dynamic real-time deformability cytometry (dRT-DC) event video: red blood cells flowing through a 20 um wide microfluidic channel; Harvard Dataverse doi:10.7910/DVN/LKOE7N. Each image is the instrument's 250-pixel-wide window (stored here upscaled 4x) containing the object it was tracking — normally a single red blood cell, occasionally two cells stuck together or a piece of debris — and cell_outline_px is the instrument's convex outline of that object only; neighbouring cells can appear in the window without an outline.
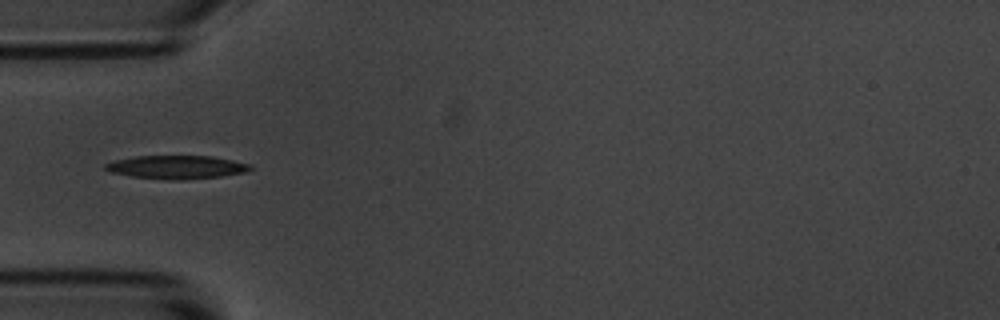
{"species": "common noctule bat (a hibernating species)", "species_latin": "Nyctalus noctula", "temperature_condition": "room temperature", "stored_images_in_passage": 13, "camera_frame_rate_fps": 3000, "um_per_image_px": 0.085, "animal": {"sex": "male", "body_mass_g": 20.1, "forearm_length_mm": 53.5}, "frame": {"image": 1, "passage_image": 3, "time_ms": 3.333, "image_size_px": [1000, 320], "cell_outline_px": [[252, 168], [244, 172], [220, 176], [172, 180], [132, 176], [112, 172], [104, 168], [104, 164], [112, 160], [132, 156], [212, 156], [252, 164]], "centroid_in_image_um": [14.97, 14.19], "position_along_channel_um": 70.0, "area_um2": 19.54}}
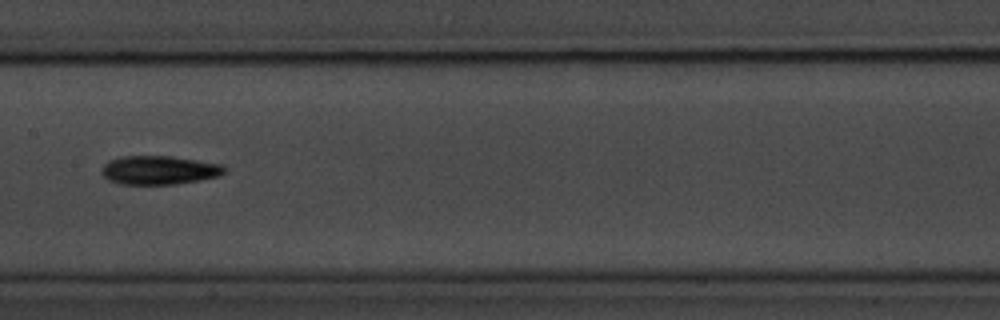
{"frame": {"image": 2, "passage_image": 6, "time_ms": 6.667, "image_size_px": [1000, 320], "cell_outline_px": [[228, 168], [220, 176], [200, 180], [172, 184], [120, 184], [108, 180], [100, 172], [104, 164], [108, 160], [120, 156], [172, 156], [224, 164]], "centroid_in_image_um": [13.54, 14.45], "position_along_channel_um": 193.9, "area_um2": 20.81}}
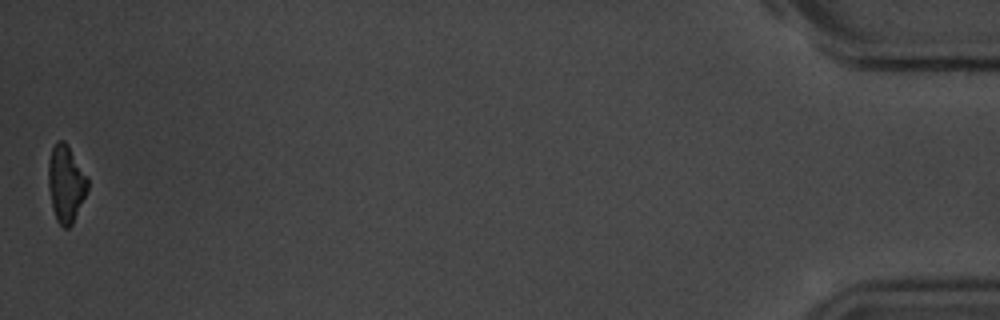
{"frame": {"image": 3, "passage_image": 13, "time_ms": 15.667, "image_size_px": [1000, 320], "cell_outline_px": [[88, 188], [72, 224], [68, 228], [64, 228], [56, 220], [52, 208], [48, 188], [48, 160], [52, 148], [56, 140], [64, 140], [88, 176]], "centroid_in_image_um": [5.58, 15.59], "position_along_channel_um": 429.6, "area_um2": 17.69}, "authors_computed_cell_mechanics": {"area_um2": 19.4208, "velocity_mm_per_s": 3.6738, "shape_relaxation_time_tau1_ms": 2.1602, "shape_relaxation_time_tau2_ms": null, "deformation_change_tau1": 0.0991, "deformation_change_tau2": null}}